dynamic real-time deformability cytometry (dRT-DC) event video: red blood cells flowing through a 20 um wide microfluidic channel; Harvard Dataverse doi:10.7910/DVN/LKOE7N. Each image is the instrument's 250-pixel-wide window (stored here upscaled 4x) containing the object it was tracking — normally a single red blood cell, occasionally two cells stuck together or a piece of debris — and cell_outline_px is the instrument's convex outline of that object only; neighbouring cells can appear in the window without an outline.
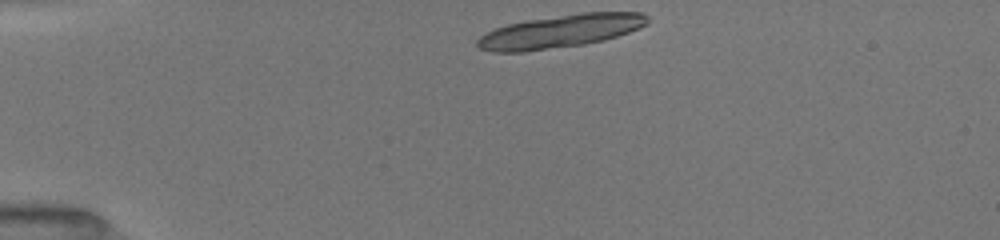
{"species": "common noctule bat (a hibernating species)", "species_latin": "Nyctalus noctula", "temperature_condition": "room temperature", "stored_images_in_passage": 20, "camera_frame_rate_fps": 3000, "um_per_image_px": 0.085, "animal": {"sex": "female", "body_mass_g": 19.5, "forearm_length_mm": 54.1}, "frame": {"image": 1, "passage_image": 1, "time_ms": 0.0, "image_size_px": [1000, 240], "cell_outline_px": [[648, 24], [640, 28], [604, 40], [584, 44], [524, 52], [492, 52], [480, 48], [476, 44], [476, 40], [480, 36], [496, 28], [508, 24], [528, 20], [580, 12], [644, 12], [648, 16]], "centroid_in_image_um": [47.66, 2.65], "position_along_channel_um": 37.3, "area_um2": 32.71}}